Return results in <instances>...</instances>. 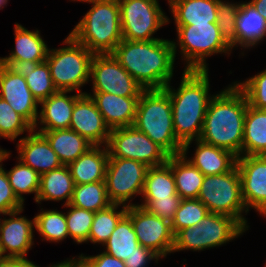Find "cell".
I'll return each instance as SVG.
<instances>
[{"label":"cell","instance_id":"d4e9b609","mask_svg":"<svg viewBox=\"0 0 266 267\" xmlns=\"http://www.w3.org/2000/svg\"><path fill=\"white\" fill-rule=\"evenodd\" d=\"M176 25L216 23L218 0H171Z\"/></svg>","mask_w":266,"mask_h":267},{"label":"cell","instance_id":"6da1fadb","mask_svg":"<svg viewBox=\"0 0 266 267\" xmlns=\"http://www.w3.org/2000/svg\"><path fill=\"white\" fill-rule=\"evenodd\" d=\"M173 41L123 39L111 53L144 89H164L173 77Z\"/></svg>","mask_w":266,"mask_h":267},{"label":"cell","instance_id":"8fae6325","mask_svg":"<svg viewBox=\"0 0 266 267\" xmlns=\"http://www.w3.org/2000/svg\"><path fill=\"white\" fill-rule=\"evenodd\" d=\"M106 146L109 158L132 159L148 167L163 165L170 156L133 125L111 129Z\"/></svg>","mask_w":266,"mask_h":267},{"label":"cell","instance_id":"ba28073f","mask_svg":"<svg viewBox=\"0 0 266 267\" xmlns=\"http://www.w3.org/2000/svg\"><path fill=\"white\" fill-rule=\"evenodd\" d=\"M178 43L172 42L174 56L179 45L187 65L184 70H208L206 57L216 53H228L232 47L224 40L217 23L176 25ZM177 44V45H176Z\"/></svg>","mask_w":266,"mask_h":267},{"label":"cell","instance_id":"d590c367","mask_svg":"<svg viewBox=\"0 0 266 267\" xmlns=\"http://www.w3.org/2000/svg\"><path fill=\"white\" fill-rule=\"evenodd\" d=\"M35 229L43 240L60 242L69 236L65 213L56 210H42L34 217Z\"/></svg>","mask_w":266,"mask_h":267},{"label":"cell","instance_id":"bcb514c9","mask_svg":"<svg viewBox=\"0 0 266 267\" xmlns=\"http://www.w3.org/2000/svg\"><path fill=\"white\" fill-rule=\"evenodd\" d=\"M80 256L89 264L90 267H126L124 261H121L106 252H102L96 256H84L83 254Z\"/></svg>","mask_w":266,"mask_h":267},{"label":"cell","instance_id":"4316f807","mask_svg":"<svg viewBox=\"0 0 266 267\" xmlns=\"http://www.w3.org/2000/svg\"><path fill=\"white\" fill-rule=\"evenodd\" d=\"M75 183L67 165L53 169L40 175V187L36 198L40 201H60L65 199L64 205L70 203L74 191Z\"/></svg>","mask_w":266,"mask_h":267},{"label":"cell","instance_id":"9a60e30c","mask_svg":"<svg viewBox=\"0 0 266 267\" xmlns=\"http://www.w3.org/2000/svg\"><path fill=\"white\" fill-rule=\"evenodd\" d=\"M0 91V98L7 101L12 109L33 127V130L37 129L40 103L28 88L20 68L0 63Z\"/></svg>","mask_w":266,"mask_h":267},{"label":"cell","instance_id":"83f0119b","mask_svg":"<svg viewBox=\"0 0 266 267\" xmlns=\"http://www.w3.org/2000/svg\"><path fill=\"white\" fill-rule=\"evenodd\" d=\"M266 37L264 17L248 2L240 3L237 13L236 46L249 48L260 43Z\"/></svg>","mask_w":266,"mask_h":267},{"label":"cell","instance_id":"5bb4252c","mask_svg":"<svg viewBox=\"0 0 266 267\" xmlns=\"http://www.w3.org/2000/svg\"><path fill=\"white\" fill-rule=\"evenodd\" d=\"M126 215L131 219L140 245L152 250L160 258L172 252L174 234L170 222L132 203H128Z\"/></svg>","mask_w":266,"mask_h":267},{"label":"cell","instance_id":"277c9868","mask_svg":"<svg viewBox=\"0 0 266 267\" xmlns=\"http://www.w3.org/2000/svg\"><path fill=\"white\" fill-rule=\"evenodd\" d=\"M133 126L170 156L182 153L183 145L176 139L174 132L171 99L165 89L141 92Z\"/></svg>","mask_w":266,"mask_h":267},{"label":"cell","instance_id":"ffe728a7","mask_svg":"<svg viewBox=\"0 0 266 267\" xmlns=\"http://www.w3.org/2000/svg\"><path fill=\"white\" fill-rule=\"evenodd\" d=\"M37 130L29 132L28 136L18 141V159L42 175L63 164L51 148L47 139Z\"/></svg>","mask_w":266,"mask_h":267},{"label":"cell","instance_id":"8992f818","mask_svg":"<svg viewBox=\"0 0 266 267\" xmlns=\"http://www.w3.org/2000/svg\"><path fill=\"white\" fill-rule=\"evenodd\" d=\"M66 47L48 50L46 62L51 78L58 91L77 90L89 82L93 53L78 43L70 34L63 42Z\"/></svg>","mask_w":266,"mask_h":267},{"label":"cell","instance_id":"b9f144b4","mask_svg":"<svg viewBox=\"0 0 266 267\" xmlns=\"http://www.w3.org/2000/svg\"><path fill=\"white\" fill-rule=\"evenodd\" d=\"M244 92L248 105L257 109H266V70L250 77L245 82H235Z\"/></svg>","mask_w":266,"mask_h":267},{"label":"cell","instance_id":"8d00e7d4","mask_svg":"<svg viewBox=\"0 0 266 267\" xmlns=\"http://www.w3.org/2000/svg\"><path fill=\"white\" fill-rule=\"evenodd\" d=\"M9 183L17 196L24 204L22 194L35 193V202L40 187V174L20 160L10 171H6Z\"/></svg>","mask_w":266,"mask_h":267},{"label":"cell","instance_id":"cb8c5ba5","mask_svg":"<svg viewBox=\"0 0 266 267\" xmlns=\"http://www.w3.org/2000/svg\"><path fill=\"white\" fill-rule=\"evenodd\" d=\"M196 142L197 148L194 157L187 161L204 176L229 172L236 165L237 156L231 151L206 144L199 139Z\"/></svg>","mask_w":266,"mask_h":267},{"label":"cell","instance_id":"c3c4849f","mask_svg":"<svg viewBox=\"0 0 266 267\" xmlns=\"http://www.w3.org/2000/svg\"><path fill=\"white\" fill-rule=\"evenodd\" d=\"M248 3L260 12L266 21V0H251Z\"/></svg>","mask_w":266,"mask_h":267},{"label":"cell","instance_id":"681fc988","mask_svg":"<svg viewBox=\"0 0 266 267\" xmlns=\"http://www.w3.org/2000/svg\"><path fill=\"white\" fill-rule=\"evenodd\" d=\"M71 267H90L89 264L79 256L77 259H71Z\"/></svg>","mask_w":266,"mask_h":267},{"label":"cell","instance_id":"74e56055","mask_svg":"<svg viewBox=\"0 0 266 267\" xmlns=\"http://www.w3.org/2000/svg\"><path fill=\"white\" fill-rule=\"evenodd\" d=\"M207 213V207L198 198L182 199L171 222L173 234L183 228L197 225Z\"/></svg>","mask_w":266,"mask_h":267},{"label":"cell","instance_id":"52a82bcc","mask_svg":"<svg viewBox=\"0 0 266 267\" xmlns=\"http://www.w3.org/2000/svg\"><path fill=\"white\" fill-rule=\"evenodd\" d=\"M215 214L234 218L245 230L249 227L241 214L248 210L242 198L241 178L235 165L229 172L220 175H205L197 197Z\"/></svg>","mask_w":266,"mask_h":267},{"label":"cell","instance_id":"2e32d148","mask_svg":"<svg viewBox=\"0 0 266 267\" xmlns=\"http://www.w3.org/2000/svg\"><path fill=\"white\" fill-rule=\"evenodd\" d=\"M236 166L247 210L252 207L266 216V156H238Z\"/></svg>","mask_w":266,"mask_h":267},{"label":"cell","instance_id":"f907efd6","mask_svg":"<svg viewBox=\"0 0 266 267\" xmlns=\"http://www.w3.org/2000/svg\"><path fill=\"white\" fill-rule=\"evenodd\" d=\"M48 267H71V259H67L66 261L60 262L58 264H54Z\"/></svg>","mask_w":266,"mask_h":267},{"label":"cell","instance_id":"60d3db41","mask_svg":"<svg viewBox=\"0 0 266 267\" xmlns=\"http://www.w3.org/2000/svg\"><path fill=\"white\" fill-rule=\"evenodd\" d=\"M240 3H229L218 0L217 26L221 36L233 48L236 46L237 13Z\"/></svg>","mask_w":266,"mask_h":267},{"label":"cell","instance_id":"ee69618b","mask_svg":"<svg viewBox=\"0 0 266 267\" xmlns=\"http://www.w3.org/2000/svg\"><path fill=\"white\" fill-rule=\"evenodd\" d=\"M181 200L182 198L180 196H170V198L164 199L144 200V203L138 204V206L145 208L150 214L156 215L171 223Z\"/></svg>","mask_w":266,"mask_h":267},{"label":"cell","instance_id":"603a6c76","mask_svg":"<svg viewBox=\"0 0 266 267\" xmlns=\"http://www.w3.org/2000/svg\"><path fill=\"white\" fill-rule=\"evenodd\" d=\"M109 160L107 146H92L77 160L68 165L75 185L105 181Z\"/></svg>","mask_w":266,"mask_h":267},{"label":"cell","instance_id":"e575fe53","mask_svg":"<svg viewBox=\"0 0 266 267\" xmlns=\"http://www.w3.org/2000/svg\"><path fill=\"white\" fill-rule=\"evenodd\" d=\"M20 69L24 74L28 88L39 103L58 91L53 84L46 61L23 66Z\"/></svg>","mask_w":266,"mask_h":267},{"label":"cell","instance_id":"db71d44e","mask_svg":"<svg viewBox=\"0 0 266 267\" xmlns=\"http://www.w3.org/2000/svg\"><path fill=\"white\" fill-rule=\"evenodd\" d=\"M72 1H82V2H87V3H92V2L99 1V0H72Z\"/></svg>","mask_w":266,"mask_h":267},{"label":"cell","instance_id":"f6af8a7d","mask_svg":"<svg viewBox=\"0 0 266 267\" xmlns=\"http://www.w3.org/2000/svg\"><path fill=\"white\" fill-rule=\"evenodd\" d=\"M160 259V257L154 253L152 250L143 247L142 245L137 246V251H135L130 257L124 260L126 267H146L147 262L150 260Z\"/></svg>","mask_w":266,"mask_h":267},{"label":"cell","instance_id":"44dd1931","mask_svg":"<svg viewBox=\"0 0 266 267\" xmlns=\"http://www.w3.org/2000/svg\"><path fill=\"white\" fill-rule=\"evenodd\" d=\"M88 95L95 102L110 130L133 125L139 97H123L104 92Z\"/></svg>","mask_w":266,"mask_h":267},{"label":"cell","instance_id":"5b68a950","mask_svg":"<svg viewBox=\"0 0 266 267\" xmlns=\"http://www.w3.org/2000/svg\"><path fill=\"white\" fill-rule=\"evenodd\" d=\"M70 35L93 54H111L123 40L118 0L92 2Z\"/></svg>","mask_w":266,"mask_h":267},{"label":"cell","instance_id":"4fadbf2b","mask_svg":"<svg viewBox=\"0 0 266 267\" xmlns=\"http://www.w3.org/2000/svg\"><path fill=\"white\" fill-rule=\"evenodd\" d=\"M92 78V79H91ZM93 92L139 97L144 90L112 54H94L90 65Z\"/></svg>","mask_w":266,"mask_h":267},{"label":"cell","instance_id":"f546056e","mask_svg":"<svg viewBox=\"0 0 266 267\" xmlns=\"http://www.w3.org/2000/svg\"><path fill=\"white\" fill-rule=\"evenodd\" d=\"M266 156V109L247 106L243 131V156Z\"/></svg>","mask_w":266,"mask_h":267},{"label":"cell","instance_id":"816d5d0a","mask_svg":"<svg viewBox=\"0 0 266 267\" xmlns=\"http://www.w3.org/2000/svg\"><path fill=\"white\" fill-rule=\"evenodd\" d=\"M23 267H40V266H37L32 261H28Z\"/></svg>","mask_w":266,"mask_h":267},{"label":"cell","instance_id":"7a4b0ae2","mask_svg":"<svg viewBox=\"0 0 266 267\" xmlns=\"http://www.w3.org/2000/svg\"><path fill=\"white\" fill-rule=\"evenodd\" d=\"M248 106L244 92L235 84L214 95L207 107L199 140L243 156L244 119Z\"/></svg>","mask_w":266,"mask_h":267},{"label":"cell","instance_id":"4dcf8cb0","mask_svg":"<svg viewBox=\"0 0 266 267\" xmlns=\"http://www.w3.org/2000/svg\"><path fill=\"white\" fill-rule=\"evenodd\" d=\"M131 219L125 214L117 223L114 231L103 244L107 254L124 261L130 257L139 246Z\"/></svg>","mask_w":266,"mask_h":267},{"label":"cell","instance_id":"7bdbcfd3","mask_svg":"<svg viewBox=\"0 0 266 267\" xmlns=\"http://www.w3.org/2000/svg\"><path fill=\"white\" fill-rule=\"evenodd\" d=\"M10 152L1 149L0 150V213L7 215L11 212L23 209V203L15 195L6 170L2 167V161L9 158Z\"/></svg>","mask_w":266,"mask_h":267},{"label":"cell","instance_id":"9c48e42d","mask_svg":"<svg viewBox=\"0 0 266 267\" xmlns=\"http://www.w3.org/2000/svg\"><path fill=\"white\" fill-rule=\"evenodd\" d=\"M245 231L234 218L209 212L197 225L183 228L174 235L172 252L201 251L223 245Z\"/></svg>","mask_w":266,"mask_h":267},{"label":"cell","instance_id":"d6a6232c","mask_svg":"<svg viewBox=\"0 0 266 267\" xmlns=\"http://www.w3.org/2000/svg\"><path fill=\"white\" fill-rule=\"evenodd\" d=\"M77 208L97 212L113 204L107 195L105 181L75 185L69 203Z\"/></svg>","mask_w":266,"mask_h":267},{"label":"cell","instance_id":"11a10c76","mask_svg":"<svg viewBox=\"0 0 266 267\" xmlns=\"http://www.w3.org/2000/svg\"><path fill=\"white\" fill-rule=\"evenodd\" d=\"M4 256H3V254H2V252H1V249H0V259H2Z\"/></svg>","mask_w":266,"mask_h":267},{"label":"cell","instance_id":"f1b7e54d","mask_svg":"<svg viewBox=\"0 0 266 267\" xmlns=\"http://www.w3.org/2000/svg\"><path fill=\"white\" fill-rule=\"evenodd\" d=\"M167 164L172 169L176 193L182 199L197 198L204 175L187 161L186 154L169 156Z\"/></svg>","mask_w":266,"mask_h":267},{"label":"cell","instance_id":"e0dca14e","mask_svg":"<svg viewBox=\"0 0 266 267\" xmlns=\"http://www.w3.org/2000/svg\"><path fill=\"white\" fill-rule=\"evenodd\" d=\"M69 129L77 132L93 146H106L109 140L110 128L87 92L74 104Z\"/></svg>","mask_w":266,"mask_h":267},{"label":"cell","instance_id":"d6986e66","mask_svg":"<svg viewBox=\"0 0 266 267\" xmlns=\"http://www.w3.org/2000/svg\"><path fill=\"white\" fill-rule=\"evenodd\" d=\"M14 32L15 49L8 57H0L1 64L13 68H21L39 64L46 60L49 49L38 30L30 31L16 23Z\"/></svg>","mask_w":266,"mask_h":267},{"label":"cell","instance_id":"30bf717a","mask_svg":"<svg viewBox=\"0 0 266 267\" xmlns=\"http://www.w3.org/2000/svg\"><path fill=\"white\" fill-rule=\"evenodd\" d=\"M123 39L150 41L153 34L169 22L158 0H118Z\"/></svg>","mask_w":266,"mask_h":267},{"label":"cell","instance_id":"ab89813d","mask_svg":"<svg viewBox=\"0 0 266 267\" xmlns=\"http://www.w3.org/2000/svg\"><path fill=\"white\" fill-rule=\"evenodd\" d=\"M33 127L10 104L0 98V137L15 140L25 131L31 132Z\"/></svg>","mask_w":266,"mask_h":267},{"label":"cell","instance_id":"836d02e7","mask_svg":"<svg viewBox=\"0 0 266 267\" xmlns=\"http://www.w3.org/2000/svg\"><path fill=\"white\" fill-rule=\"evenodd\" d=\"M121 204H111L108 208L95 212L88 241L104 244L114 231L119 220L126 214L127 207L123 205L121 211H117Z\"/></svg>","mask_w":266,"mask_h":267},{"label":"cell","instance_id":"3957f363","mask_svg":"<svg viewBox=\"0 0 266 267\" xmlns=\"http://www.w3.org/2000/svg\"><path fill=\"white\" fill-rule=\"evenodd\" d=\"M177 90L168 84L172 105L173 127L176 139L183 145L182 153L186 154L192 143L199 139L208 104L213 97L209 95L208 70H184Z\"/></svg>","mask_w":266,"mask_h":267},{"label":"cell","instance_id":"7c38bea8","mask_svg":"<svg viewBox=\"0 0 266 267\" xmlns=\"http://www.w3.org/2000/svg\"><path fill=\"white\" fill-rule=\"evenodd\" d=\"M148 169L144 163L132 159L109 158L105 176L109 200L128 206V200L142 194Z\"/></svg>","mask_w":266,"mask_h":267},{"label":"cell","instance_id":"7402d4cb","mask_svg":"<svg viewBox=\"0 0 266 267\" xmlns=\"http://www.w3.org/2000/svg\"><path fill=\"white\" fill-rule=\"evenodd\" d=\"M67 93L70 91H57L40 102L42 109L38 119L40 125L44 126H41L38 131L69 129L74 104L82 94L67 96Z\"/></svg>","mask_w":266,"mask_h":267},{"label":"cell","instance_id":"484cf974","mask_svg":"<svg viewBox=\"0 0 266 267\" xmlns=\"http://www.w3.org/2000/svg\"><path fill=\"white\" fill-rule=\"evenodd\" d=\"M37 132L47 139L63 165L68 166L93 146L84 137L71 129Z\"/></svg>","mask_w":266,"mask_h":267},{"label":"cell","instance_id":"1f68e13d","mask_svg":"<svg viewBox=\"0 0 266 267\" xmlns=\"http://www.w3.org/2000/svg\"><path fill=\"white\" fill-rule=\"evenodd\" d=\"M142 195L144 200H157L170 198V196H179L176 193L172 169L167 163L149 167L144 181Z\"/></svg>","mask_w":266,"mask_h":267},{"label":"cell","instance_id":"f5cc1de1","mask_svg":"<svg viewBox=\"0 0 266 267\" xmlns=\"http://www.w3.org/2000/svg\"><path fill=\"white\" fill-rule=\"evenodd\" d=\"M8 0H0V9L7 4Z\"/></svg>","mask_w":266,"mask_h":267},{"label":"cell","instance_id":"7dc6e473","mask_svg":"<svg viewBox=\"0 0 266 267\" xmlns=\"http://www.w3.org/2000/svg\"><path fill=\"white\" fill-rule=\"evenodd\" d=\"M29 260L20 257H3L0 267H23Z\"/></svg>","mask_w":266,"mask_h":267},{"label":"cell","instance_id":"f35d334b","mask_svg":"<svg viewBox=\"0 0 266 267\" xmlns=\"http://www.w3.org/2000/svg\"><path fill=\"white\" fill-rule=\"evenodd\" d=\"M64 206L70 209L67 214L65 213L69 236L77 244L88 242L95 212L77 208L70 204Z\"/></svg>","mask_w":266,"mask_h":267},{"label":"cell","instance_id":"ac0fdd59","mask_svg":"<svg viewBox=\"0 0 266 267\" xmlns=\"http://www.w3.org/2000/svg\"><path fill=\"white\" fill-rule=\"evenodd\" d=\"M23 209L11 212L7 215L9 219H2L0 223V249L4 257H20L26 259L25 255L32 249L34 218L28 220L26 217H16ZM8 254H4L8 252Z\"/></svg>","mask_w":266,"mask_h":267}]
</instances>
